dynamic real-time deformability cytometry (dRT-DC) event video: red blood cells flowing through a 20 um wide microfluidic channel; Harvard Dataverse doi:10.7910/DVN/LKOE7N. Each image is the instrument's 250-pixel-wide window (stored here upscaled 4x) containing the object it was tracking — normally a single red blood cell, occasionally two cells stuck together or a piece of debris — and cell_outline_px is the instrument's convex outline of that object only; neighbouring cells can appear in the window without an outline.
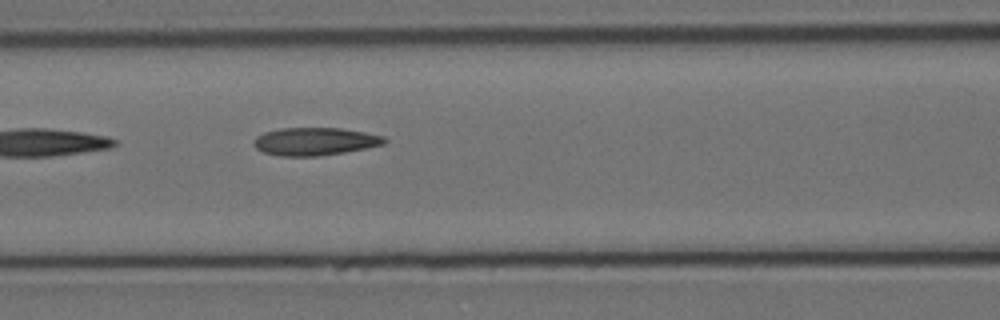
{"species": "Egyptian fruit bat (a non-hibernating species)", "species_latin": "Rousettus aegyptiacus", "temperature_condition": "cold", "stored_images_in_passage": 6, "camera_frame_rate_fps": 3000, "um_per_image_px": 0.085, "animal": {"sex": "female"}, "frame": {"image": 1, "passage_image": 6, "time_ms": 1.667, "image_size_px": [1000, 320], "cell_outline_px": [[388, 140], [384, 144], [344, 152], [316, 156], [280, 156], [264, 152], [256, 148], [252, 144], [256, 136], [264, 132], [280, 128], [340, 128], [364, 132], [384, 136]], "centroid_in_image_um": [26.74, 12.01], "position_along_channel_um": 139.9, "area_um2": 21.1}}